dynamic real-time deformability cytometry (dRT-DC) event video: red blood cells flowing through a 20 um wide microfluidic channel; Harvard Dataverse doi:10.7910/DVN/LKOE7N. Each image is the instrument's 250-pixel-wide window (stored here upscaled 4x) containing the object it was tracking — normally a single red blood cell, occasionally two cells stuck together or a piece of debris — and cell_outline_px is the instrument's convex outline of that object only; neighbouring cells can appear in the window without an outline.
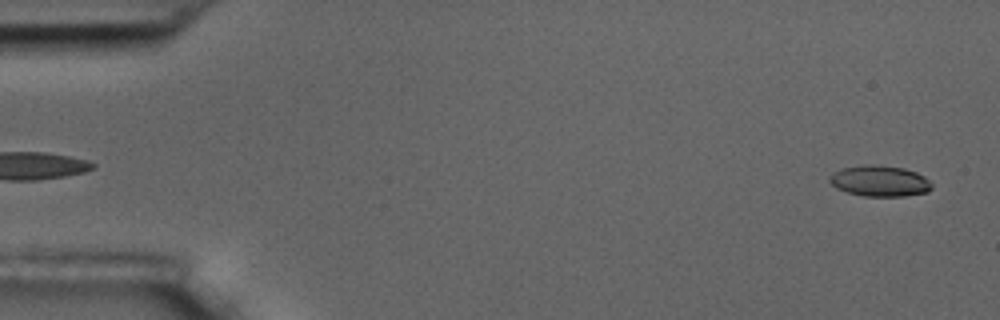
{"species": "common noctule bat (a hibernating species)", "species_latin": "Nyctalus noctula", "temperature_condition": "room temperature", "stored_images_in_passage": 56, "camera_frame_rate_fps": 3000, "um_per_image_px": 0.085, "animal": {"sex": "male", "body_mass_g": 17.5, "forearm_length_mm": 52.3}, "frame": {"image": 1, "passage_image": 2, "time_ms": 0.333, "image_size_px": [1000, 320], "cell_outline_px": [[932, 188], [928, 192], [904, 196], [864, 196], [848, 192], [836, 188], [828, 180], [828, 176], [832, 172], [844, 168], [864, 164], [872, 164], [904, 168], [916, 172], [924, 176], [932, 184]], "centroid_in_image_um": [74.76, 15.38], "position_along_channel_um": 10.2, "area_um2": 18.5}}
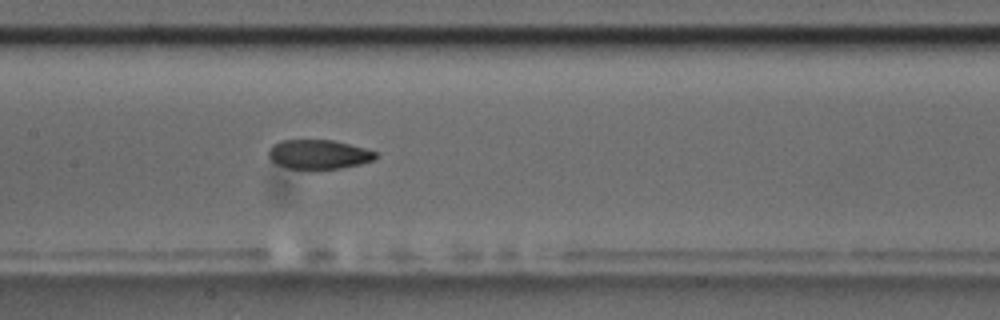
{"frame": {"image": 2, "passage_image": 27, "time_ms": 8.667, "image_size_px": [1000, 320], "cell_outline_px": [[376, 156], [372, 160], [360, 164], [340, 168], [288, 168], [276, 164], [268, 156], [268, 148], [272, 144], [280, 140], [332, 140], [364, 148], [376, 152]], "centroid_in_image_um": [27.03, 13.1], "position_along_channel_um": 180.4, "area_um2": 18.03}}
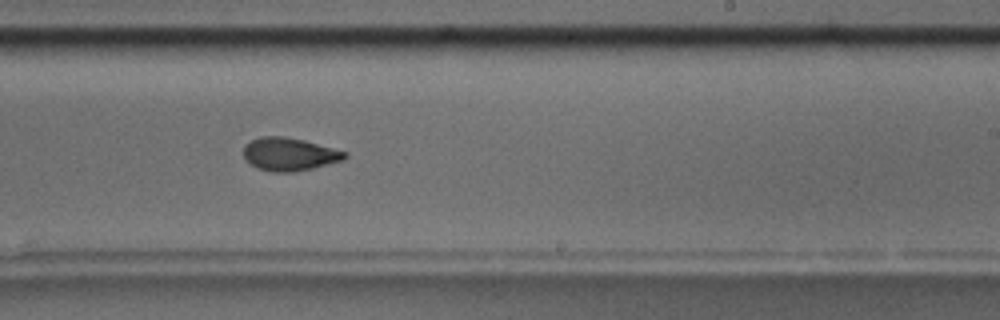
{"frame": {"image": 3, "passage_image": 34, "time_ms": 11.0, "image_size_px": [1000, 320], "cell_outline_px": [[348, 156], [344, 160], [312, 168], [292, 172], [272, 172], [256, 168], [244, 160], [244, 144], [248, 140], [260, 136], [284, 136], [304, 140], [348, 152]], "centroid_in_image_um": [24.56, 13.1], "position_along_channel_um": 264.4, "area_um2": 19.77}, "authors_computed_cell_mechanics": {"area_um2": 19.4497, "velocity_mm_per_s": 3.6133, "shape_relaxation_time_tau1_ms": 7.0249, "shape_relaxation_time_tau2_ms": 2.5865, "deformation_change_tau1": 0.1612, "deformation_change_tau2": 0.0842}}